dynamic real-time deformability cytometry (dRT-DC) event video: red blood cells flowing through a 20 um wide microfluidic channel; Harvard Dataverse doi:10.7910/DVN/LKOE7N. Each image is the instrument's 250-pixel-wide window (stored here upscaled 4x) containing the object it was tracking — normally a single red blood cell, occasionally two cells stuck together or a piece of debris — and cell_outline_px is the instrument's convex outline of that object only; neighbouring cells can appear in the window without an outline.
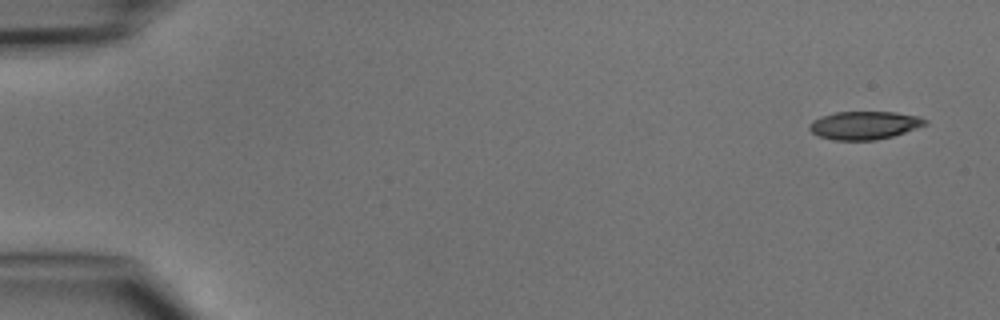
{"species": "common noctule bat (a hibernating species)", "species_latin": "Nyctalus noctula", "temperature_condition": "cold", "stored_images_in_passage": 5, "camera_frame_rate_fps": 3000, "um_per_image_px": 0.085, "animal": {"sex": "male", "body_mass_g": 15.6}, "frame": {"image": 1, "passage_image": 1, "time_ms": 0.0, "image_size_px": [1000, 320], "cell_outline_px": [[928, 124], [892, 136], [872, 140], [836, 140], [820, 136], [812, 132], [808, 128], [808, 124], [812, 120], [820, 116], [836, 112], [896, 112], [920, 116], [928, 120]], "centroid_in_image_um": [73.47, 10.63], "position_along_channel_um": 11.5, "area_um2": 18.96}}
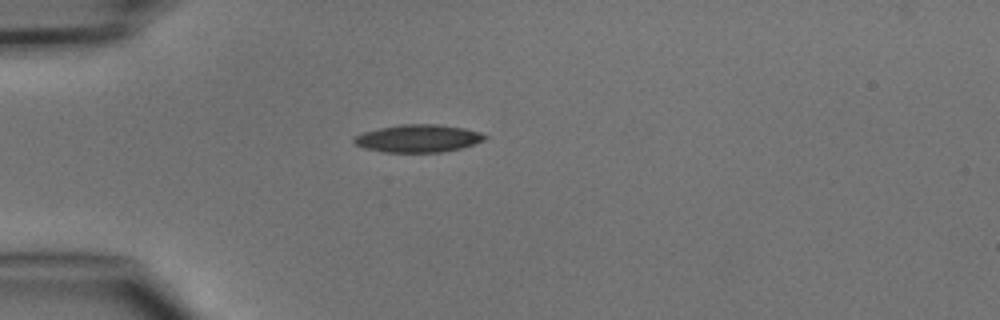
{"frame": {"image": 2, "passage_image": 4, "time_ms": 3.667, "image_size_px": [1000, 320], "cell_outline_px": [[488, 136], [484, 140], [460, 148], [440, 152], [384, 152], [364, 148], [356, 144], [352, 140], [356, 136], [364, 132], [380, 128], [400, 124], [436, 124], [464, 128], [480, 132]], "centroid_in_image_um": [35.54, 11.76], "position_along_channel_um": 49.5, "area_um2": 20.87}}